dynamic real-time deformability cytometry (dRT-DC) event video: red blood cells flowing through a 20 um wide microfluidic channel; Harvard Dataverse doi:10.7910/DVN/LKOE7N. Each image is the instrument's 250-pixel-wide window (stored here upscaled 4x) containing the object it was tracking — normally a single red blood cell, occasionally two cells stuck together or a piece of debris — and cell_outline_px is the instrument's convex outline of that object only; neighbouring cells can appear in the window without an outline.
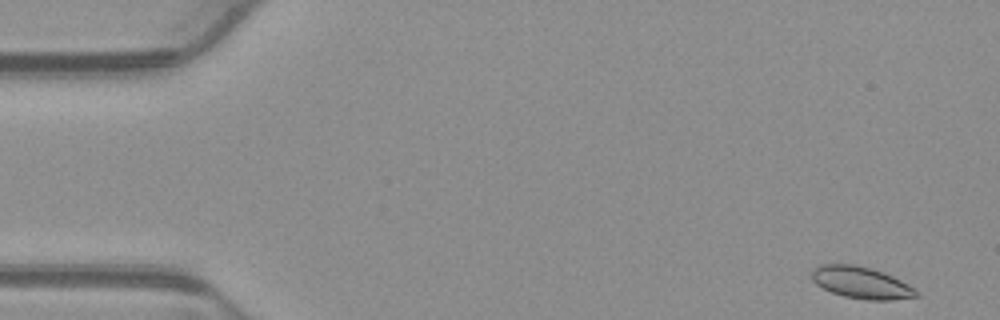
{"species": "common noctule bat (a hibernating species)", "species_latin": "Nyctalus noctula", "temperature_condition": "warm", "stored_images_in_passage": 51, "camera_frame_rate_fps": 3000, "um_per_image_px": 0.085, "animal": {"sex": "male", "body_mass_g": 23.1, "forearm_length_mm": 52.7}, "frame": {"image": 1, "passage_image": 1, "time_ms": 0.0, "image_size_px": [1000, 320], "cell_outline_px": [[920, 296], [892, 300], [868, 300], [844, 296], [832, 292], [816, 284], [812, 280], [812, 268], [820, 264], [856, 264], [872, 268], [884, 272], [908, 284], [920, 292]], "centroid_in_image_um": [73.22, 24.01], "position_along_channel_um": 11.8, "area_um2": 19.54}}
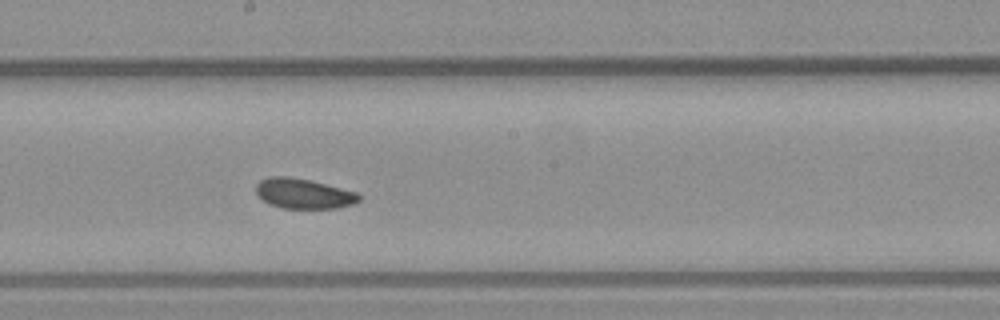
{"frame": {"image": 2, "passage_image": 27, "time_ms": 8.667, "image_size_px": [1000, 320], "cell_outline_px": [[360, 200], [352, 204], [336, 208], [284, 208], [268, 204], [256, 192], [256, 184], [260, 180], [268, 176], [284, 176], [308, 180], [356, 192], [360, 196]], "centroid_in_image_um": [25.77, 16.46], "position_along_channel_um": 222.4, "area_um2": 17.74}}
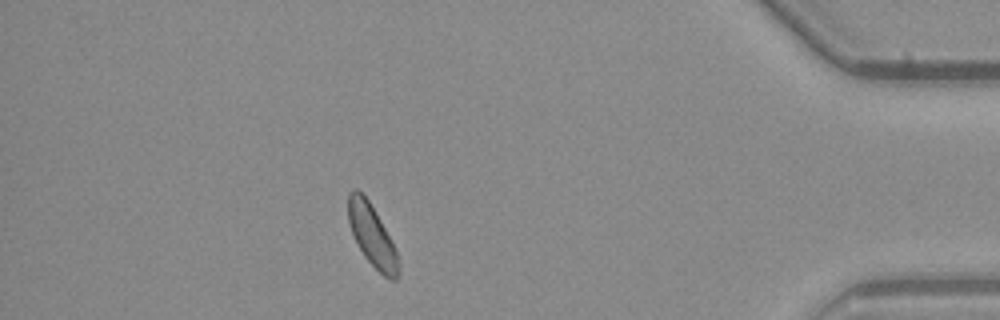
{"frame": {"image": 3, "passage_image": 45, "time_ms": 14.667, "image_size_px": [1000, 320], "cell_outline_px": [[400, 276], [396, 280], [392, 280], [384, 276], [364, 256], [348, 224], [348, 192], [352, 188], [356, 188], [368, 200], [380, 220], [396, 248], [400, 268]], "centroid_in_image_um": [31.64, 20.03], "position_along_channel_um": 403.6, "area_um2": 17.92}, "authors_computed_cell_mechanics": {"area_um2": 18.6116, "velocity_mm_per_s": 3.8613, "shape_relaxation_time_tau1_ms": 7.9188, "shape_relaxation_time_tau2_ms": 5.1197, "deformation_change_tau1": 0.1058, "deformation_change_tau2": 0.0704}}